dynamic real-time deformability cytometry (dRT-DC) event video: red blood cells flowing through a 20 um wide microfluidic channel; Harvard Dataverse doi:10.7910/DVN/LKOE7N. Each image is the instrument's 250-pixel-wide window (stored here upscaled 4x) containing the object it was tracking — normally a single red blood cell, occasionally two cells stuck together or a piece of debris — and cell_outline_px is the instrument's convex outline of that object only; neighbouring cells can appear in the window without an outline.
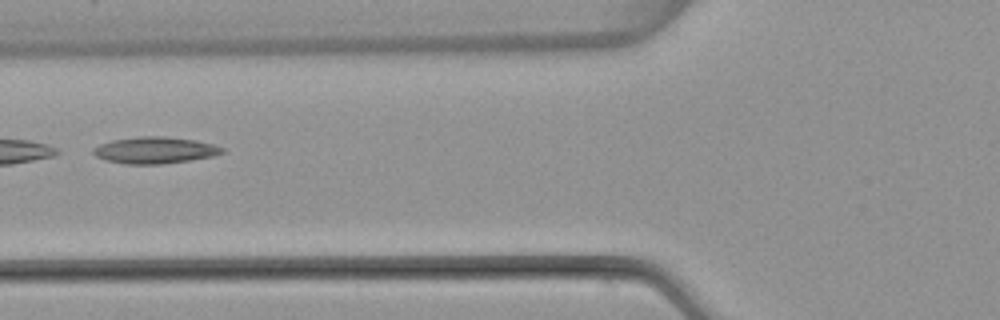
{"species": "common noctule bat (a hibernating species)", "species_latin": "Nyctalus noctula", "temperature_condition": "warm", "stored_images_in_passage": 50, "camera_frame_rate_fps": 3000, "um_per_image_px": 0.085, "animal": {"sex": "female", "body_mass_g": 22.7, "forearm_length_mm": 54.2}, "frame": {"image": 1, "passage_image": 20, "time_ms": 6.333, "image_size_px": [1000, 320], "cell_outline_px": [[224, 152], [212, 156], [188, 160], [160, 164], [124, 164], [104, 160], [96, 156], [92, 152], [92, 148], [100, 144], [112, 140], [140, 136], [164, 136], [196, 140], [212, 144], [224, 148]], "centroid_in_image_um": [13.12, 12.76], "position_along_channel_um": 112.7, "area_um2": 19.94}}
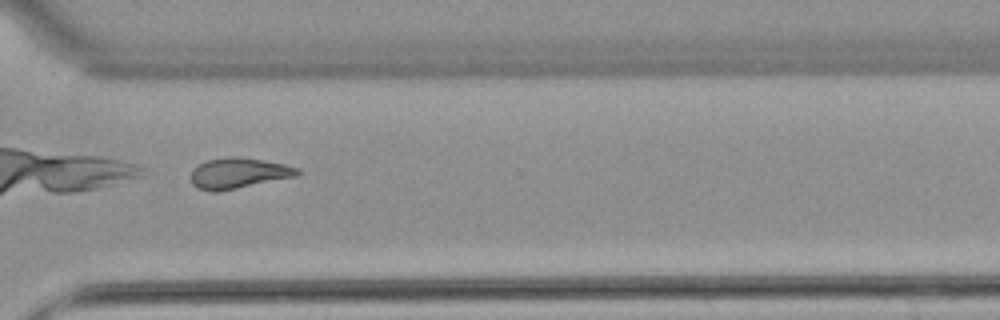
{"frame": {"image": 2, "passage_image": 38, "time_ms": 12.333, "image_size_px": [1000, 320], "cell_outline_px": [[300, 172], [296, 176], [216, 192], [212, 192], [196, 188], [192, 184], [188, 176], [192, 168], [208, 160], [228, 156], [236, 156], [284, 164], [300, 168]], "centroid_in_image_um": [20.2, 14.72], "position_along_channel_um": 350.4, "area_um2": 19.02}, "authors_computed_cell_mechanics": {"area_um2": 20.7502, "velocity_mm_per_s": 3.9583, "shape_relaxation_time_tau1_ms": null, "shape_relaxation_time_tau2_ms": 5.457, "deformation_change_tau1": null, "deformation_change_tau2": 0.1597}}